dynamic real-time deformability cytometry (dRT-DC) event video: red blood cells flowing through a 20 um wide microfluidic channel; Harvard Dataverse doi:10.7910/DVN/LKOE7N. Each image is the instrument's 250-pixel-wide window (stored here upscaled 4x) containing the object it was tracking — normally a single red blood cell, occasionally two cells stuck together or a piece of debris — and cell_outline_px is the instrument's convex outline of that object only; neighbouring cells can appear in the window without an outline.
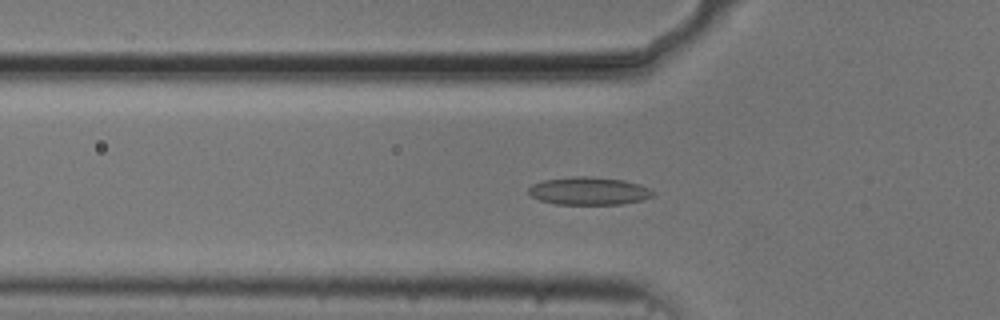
{"species": "common noctule bat (a hibernating species)", "species_latin": "Nyctalus noctula", "temperature_condition": "cold", "stored_images_in_passage": 50, "camera_frame_rate_fps": 3000, "um_per_image_px": 0.085, "animal": {"sex": "male", "body_mass_g": 20.5, "forearm_length_mm": 52.5}, "frame": {"image": 1, "passage_image": 18, "time_ms": 5.667, "image_size_px": [1000, 320], "cell_outline_px": [[656, 196], [644, 200], [620, 204], [556, 204], [540, 200], [532, 196], [528, 192], [528, 188], [532, 184], [544, 180], [572, 176], [584, 176], [624, 180], [640, 184], [656, 192]], "centroid_in_image_um": [50.1, 16.23], "position_along_channel_um": 75.7, "area_um2": 20.29}}
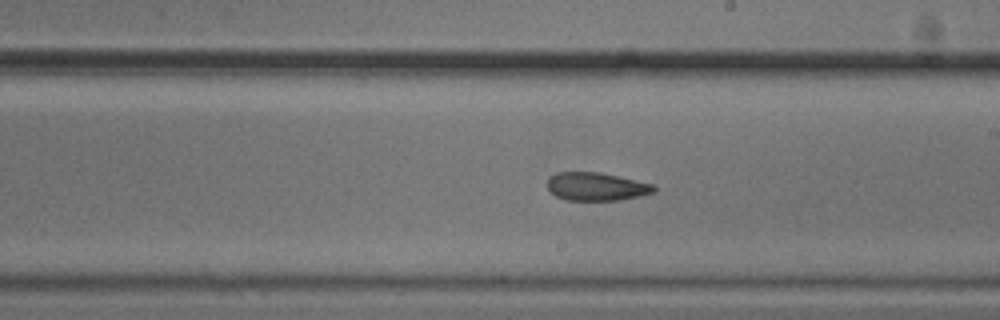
{"frame": {"image": 2, "passage_image": 31, "time_ms": 10.0, "image_size_px": [1000, 320], "cell_outline_px": [[656, 192], [640, 196], [620, 200], [568, 200], [556, 196], [548, 188], [548, 176], [556, 172], [600, 172], [656, 184]], "centroid_in_image_um": [50.73, 15.85], "position_along_channel_um": 238.3, "area_um2": 17.69}}
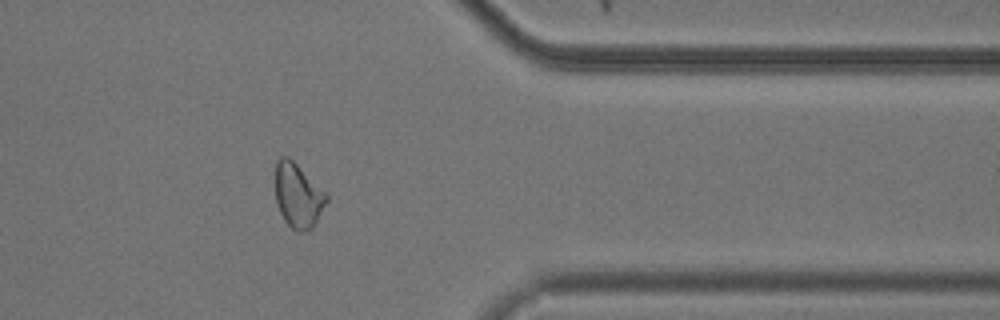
{"frame": {"image": 3, "passage_image": 44, "time_ms": 14.333, "image_size_px": [1000, 320], "cell_outline_px": [[328, 200], [312, 228], [308, 232], [296, 232], [284, 220], [280, 212], [276, 200], [276, 160], [280, 156], [288, 156], [328, 196]], "centroid_in_image_um": [25.31, 16.65], "position_along_channel_um": 386.1, "area_um2": 18.84}}